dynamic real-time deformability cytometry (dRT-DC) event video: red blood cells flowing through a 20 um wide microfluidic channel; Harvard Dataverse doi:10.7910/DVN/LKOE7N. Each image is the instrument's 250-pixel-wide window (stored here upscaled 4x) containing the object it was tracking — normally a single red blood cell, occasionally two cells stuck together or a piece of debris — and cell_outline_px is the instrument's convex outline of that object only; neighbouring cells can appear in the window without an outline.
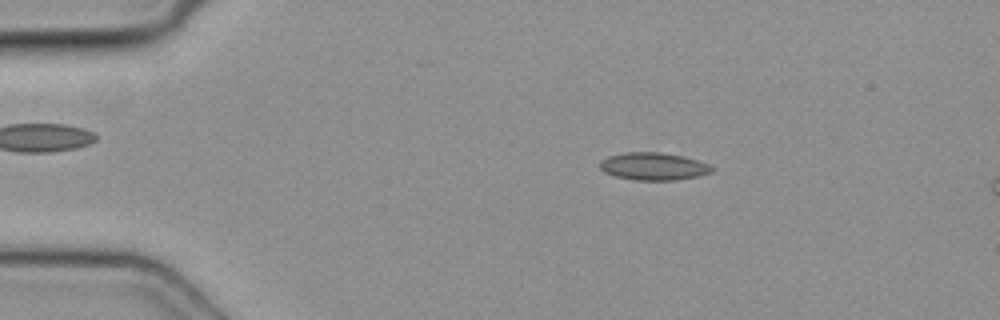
{"species": "common noctule bat (a hibernating species)", "species_latin": "Nyctalus noctula", "temperature_condition": "cold", "stored_images_in_passage": 15, "camera_frame_rate_fps": 3000, "um_per_image_px": 0.085, "animal": {"sex": "female", "body_mass_g": 19.3, "forearm_length_mm": 54.1}, "frame": {"image": 1, "passage_image": 9, "time_ms": 2.667, "image_size_px": [1000, 320], "cell_outline_px": [[712, 172], [696, 176], [676, 180], [636, 180], [616, 176], [604, 172], [600, 168], [600, 160], [608, 156], [624, 152], [660, 152], [684, 156], [708, 164], [712, 168]], "centroid_in_image_um": [55.51, 14.13], "position_along_channel_um": 29.5, "area_um2": 17.86}}